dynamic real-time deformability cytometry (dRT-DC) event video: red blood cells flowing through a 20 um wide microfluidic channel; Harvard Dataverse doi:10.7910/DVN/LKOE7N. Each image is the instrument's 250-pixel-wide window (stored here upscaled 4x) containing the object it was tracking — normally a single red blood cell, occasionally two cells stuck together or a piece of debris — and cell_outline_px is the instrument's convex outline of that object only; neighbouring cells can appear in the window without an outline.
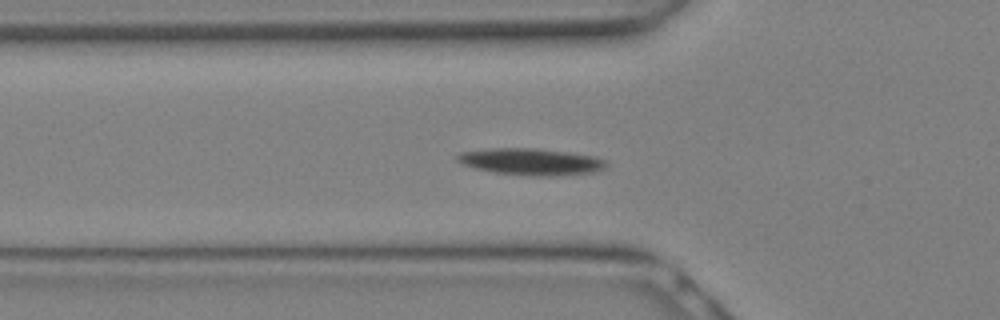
{"species": "Egyptian fruit bat (a non-hibernating species)", "species_latin": "Rousettus aegyptiacus", "temperature_condition": "warm", "stored_images_in_passage": 12, "camera_frame_rate_fps": 3000, "um_per_image_px": 0.085, "animal": {"sex": "female"}, "frame": {"image": 1, "passage_image": 6, "time_ms": 1.667, "image_size_px": [1000, 320], "cell_outline_px": [[608, 164], [604, 168], [592, 172], [552, 176], [536, 176], [496, 172], [476, 168], [464, 164], [456, 160], [456, 156], [460, 152], [488, 148], [536, 148], [568, 152], [592, 156], [608, 160]], "centroid_in_image_um": [45.14, 13.73], "position_along_channel_um": 80.7, "area_um2": 23.0}}
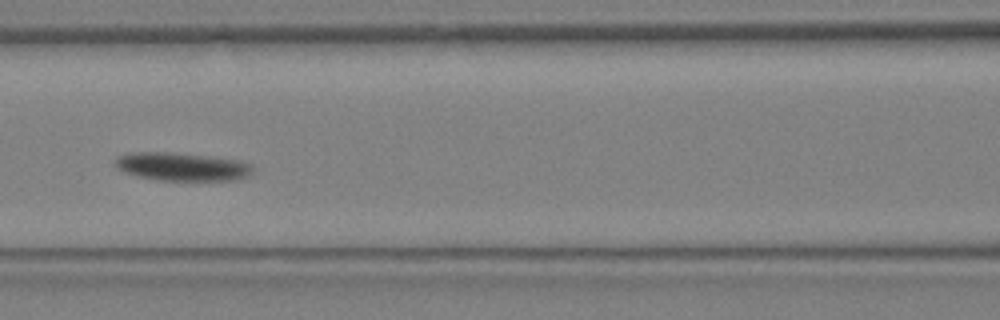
{"frame": {"image": 2, "passage_image": 9, "time_ms": 2.667, "image_size_px": [1000, 320], "cell_outline_px": [[256, 172], [252, 176], [236, 180], [156, 180], [136, 176], [124, 172], [116, 168], [112, 164], [112, 160], [116, 156], [128, 152], [168, 152], [240, 160], [252, 164]], "centroid_in_image_um": [15.45, 14.17], "position_along_channel_um": 151.1, "area_um2": 23.18}}
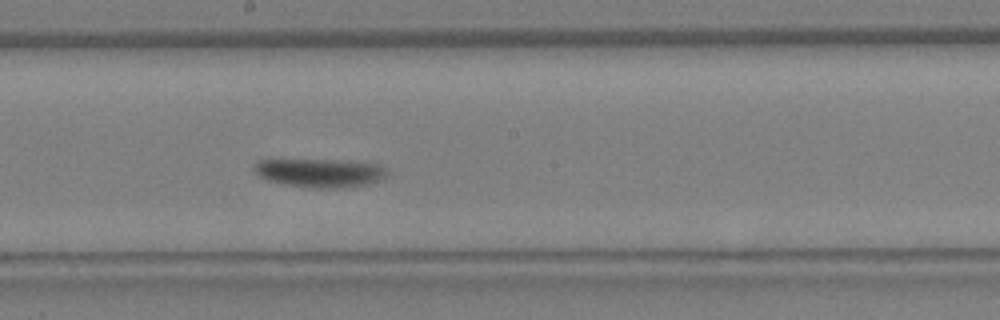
{"frame": {"image": 3, "passage_image": 12, "time_ms": 3.667, "image_size_px": [1000, 320], "cell_outline_px": [[388, 172], [380, 180], [368, 184], [344, 188], [312, 188], [284, 184], [268, 180], [260, 176], [256, 172], [252, 164], [256, 160], [364, 160], [380, 164], [388, 168]], "centroid_in_image_um": [27.27, 14.67], "position_along_channel_um": 220.9, "area_um2": 22.66}}